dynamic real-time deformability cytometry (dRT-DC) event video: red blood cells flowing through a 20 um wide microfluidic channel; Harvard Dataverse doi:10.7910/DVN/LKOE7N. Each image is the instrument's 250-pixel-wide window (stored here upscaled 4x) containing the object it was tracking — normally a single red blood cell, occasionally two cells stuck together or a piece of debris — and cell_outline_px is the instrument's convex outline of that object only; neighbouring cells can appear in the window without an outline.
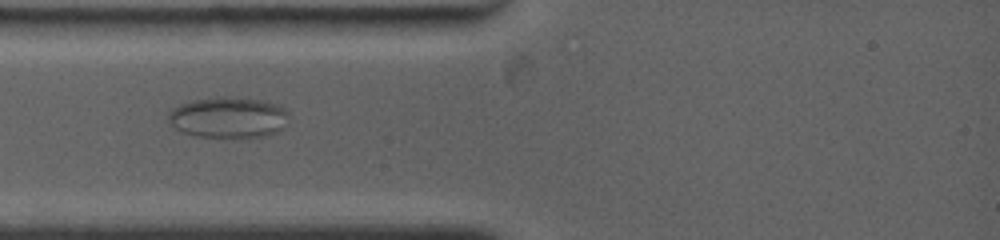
{"species": "common noctule bat (a hibernating species)", "species_latin": "Nyctalus noctula", "temperature_condition": "warm", "stored_images_in_passage": 35, "camera_frame_rate_fps": 4500, "um_per_image_px": 0.085, "animal": {"sex": "female", "body_mass_g": 19.0, "forearm_length_mm": 53.3}, "frame": {"image": 1, "passage_image": 4, "time_ms": 1.778, "image_size_px": [1000, 240], "cell_outline_px": [[288, 116], [284, 128], [276, 132], [264, 136], [196, 136], [184, 132], [176, 128], [168, 120], [168, 112], [172, 108], [180, 104], [192, 100], [216, 96], [224, 96], [264, 100], [280, 104], [288, 112]], "centroid_in_image_um": [19.43, 9.94], "position_along_channel_um": 65.6, "area_um2": 28.73}}
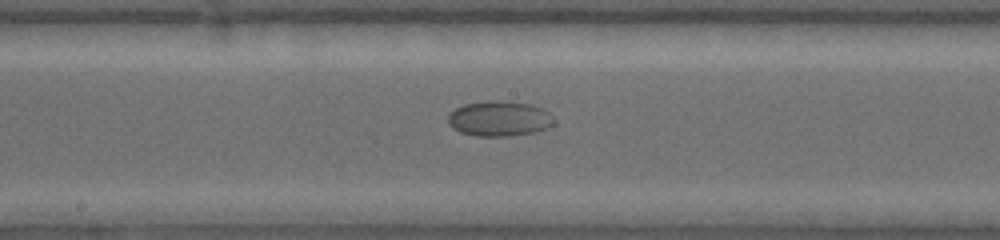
{"frame": {"image": 2, "passage_image": 11, "time_ms": 6.0, "image_size_px": [1000, 240], "cell_outline_px": [[556, 124], [548, 128], [536, 132], [508, 136], [476, 136], [460, 132], [452, 128], [448, 124], [448, 112], [464, 104], [488, 100], [496, 100], [532, 104], [544, 108], [552, 116]], "centroid_in_image_um": [42.45, 10.08], "position_along_channel_um": 205.7, "area_um2": 22.14}}
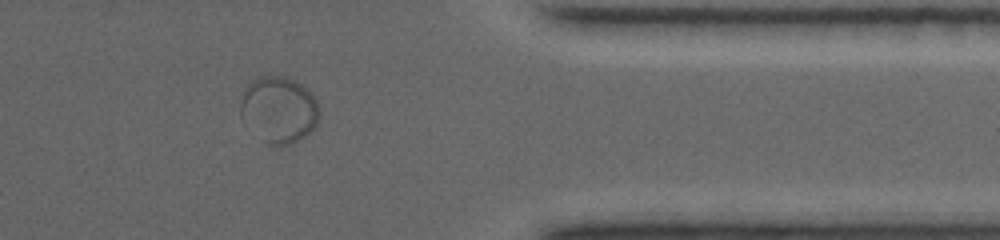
{"frame": {"image": 3, "passage_image": 24, "time_ms": 12.0, "image_size_px": [1000, 240], "cell_outline_px": [[320, 112], [316, 124], [304, 136], [292, 144], [280, 148], [276, 148], [260, 140], [240, 116], [240, 104], [244, 88], [252, 80], [260, 76], [280, 76], [296, 80], [308, 88], [316, 100], [320, 108]], "centroid_in_image_um": [23.69, 9.34], "position_along_channel_um": 387.7, "area_um2": 31.04}}